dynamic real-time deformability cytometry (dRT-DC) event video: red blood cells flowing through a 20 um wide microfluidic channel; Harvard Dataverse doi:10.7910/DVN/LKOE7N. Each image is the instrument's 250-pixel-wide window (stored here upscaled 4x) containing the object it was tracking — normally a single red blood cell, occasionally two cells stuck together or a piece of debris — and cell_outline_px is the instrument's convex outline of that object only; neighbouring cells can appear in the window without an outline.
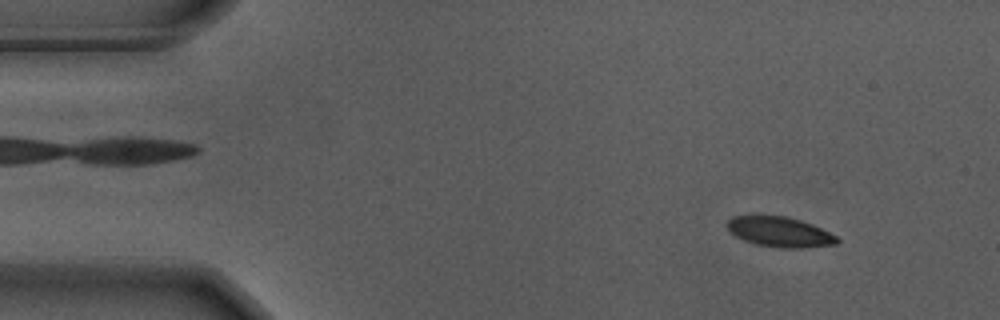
{"species": "Egyptian fruit bat (a non-hibernating species)", "species_latin": "Rousettus aegyptiacus", "temperature_condition": "warm", "stored_images_in_passage": 56, "camera_frame_rate_fps": 3000, "um_per_image_px": 0.085, "animal": {"sex": "male"}, "frame": {"image": 1, "passage_image": 6, "time_ms": 1.667, "image_size_px": [1000, 320], "cell_outline_px": [[840, 240], [836, 244], [808, 248], [780, 248], [756, 244], [744, 240], [728, 232], [724, 224], [732, 216], [784, 216], [800, 220], [812, 224], [836, 236]], "centroid_in_image_um": [66.24, 19.72], "position_along_channel_um": 18.8, "area_um2": 19.36}}
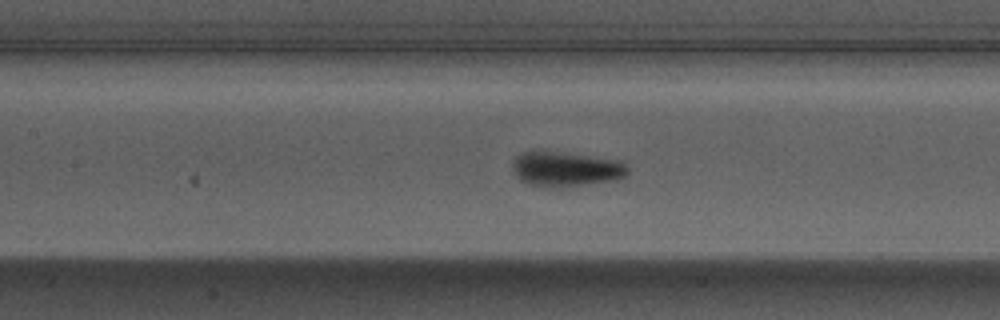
{"frame": {"image": 2, "passage_image": 25, "time_ms": 8.0, "image_size_px": [1000, 320], "cell_outline_px": [[628, 172], [624, 176], [616, 180], [544, 188], [520, 180], [516, 176], [512, 168], [512, 164], [516, 156], [524, 152], [560, 152], [624, 160], [628, 168]], "centroid_in_image_um": [48.13, 14.36], "position_along_channel_um": 159.3, "area_um2": 23.12}}
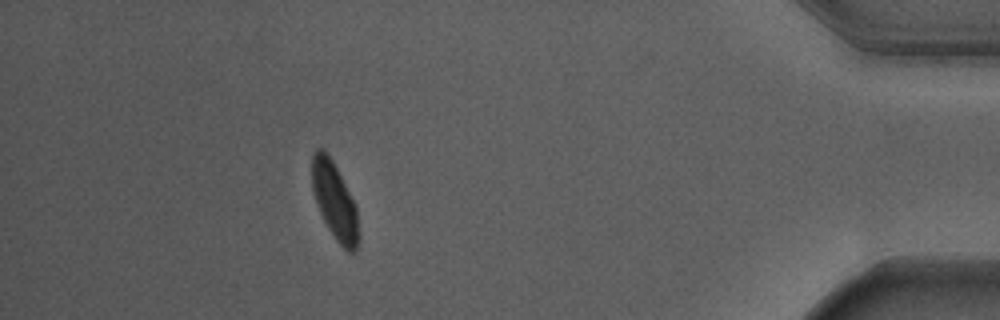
{"frame": {"image": 3, "passage_image": 50, "time_ms": 16.333, "image_size_px": [1000, 320], "cell_outline_px": [[360, 240], [356, 252], [348, 252], [336, 240], [328, 228], [316, 204], [312, 188], [312, 152], [316, 148], [324, 148], [332, 160], [356, 204], [360, 236]], "centroid_in_image_um": [28.46, 17.1], "position_along_channel_um": 406.7, "area_um2": 21.21}, "authors_computed_cell_mechanics": {"area_um2": 21.2993, "velocity_mm_per_s": 3.6559, "shape_relaxation_time_tau1_ms": 2.7008, "shape_relaxation_time_tau2_ms": null, "deformation_change_tau1": 0.1355, "deformation_change_tau2": null}}